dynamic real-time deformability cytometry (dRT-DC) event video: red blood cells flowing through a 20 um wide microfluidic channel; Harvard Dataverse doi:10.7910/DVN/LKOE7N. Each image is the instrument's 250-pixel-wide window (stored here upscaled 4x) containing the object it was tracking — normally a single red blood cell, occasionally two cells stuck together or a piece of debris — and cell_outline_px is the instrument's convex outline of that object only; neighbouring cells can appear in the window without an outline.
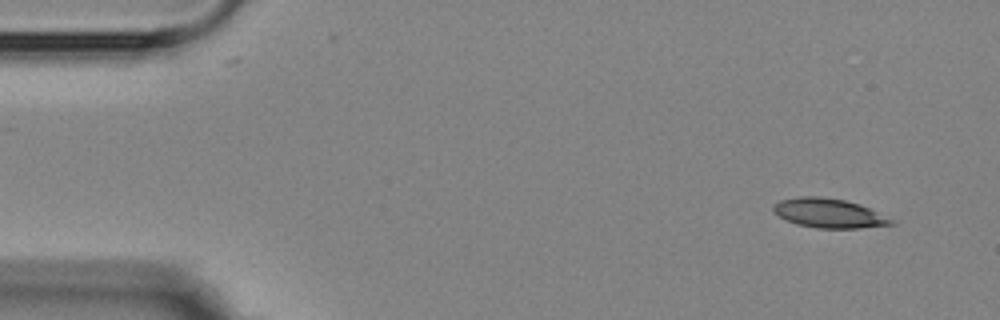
{"species": "Egyptian fruit bat (a non-hibernating species)", "species_latin": "Rousettus aegyptiacus", "temperature_condition": "room temperature", "stored_images_in_passage": 4, "camera_frame_rate_fps": 3000, "um_per_image_px": 0.085, "animal": {"sex": "female"}, "frame": {"image": 1, "passage_image": 1, "time_ms": 0.0, "image_size_px": [1000, 320], "cell_outline_px": [[896, 224], [860, 228], [816, 228], [796, 224], [772, 212], [772, 204], [780, 200], [800, 196], [820, 196], [844, 200], [860, 204], [892, 220]], "centroid_in_image_um": [70.4, 18.11], "position_along_channel_um": 14.6, "area_um2": 20.0}}
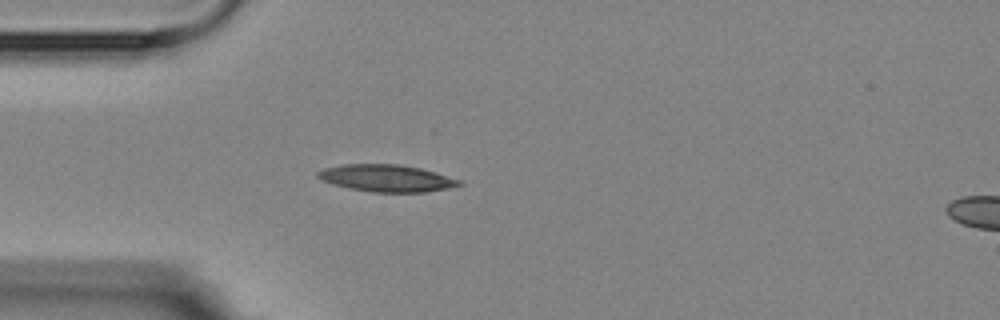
{"frame": {"image": 2, "passage_image": 4, "time_ms": 3.667, "image_size_px": [1000, 320], "cell_outline_px": [[464, 184], [448, 188], [424, 192], [372, 192], [348, 188], [324, 180], [316, 176], [316, 172], [324, 168], [344, 164], [396, 164], [420, 168], [436, 172], [460, 180]], "centroid_in_image_um": [32.87, 15.14], "position_along_channel_um": 52.1, "area_um2": 22.08}}